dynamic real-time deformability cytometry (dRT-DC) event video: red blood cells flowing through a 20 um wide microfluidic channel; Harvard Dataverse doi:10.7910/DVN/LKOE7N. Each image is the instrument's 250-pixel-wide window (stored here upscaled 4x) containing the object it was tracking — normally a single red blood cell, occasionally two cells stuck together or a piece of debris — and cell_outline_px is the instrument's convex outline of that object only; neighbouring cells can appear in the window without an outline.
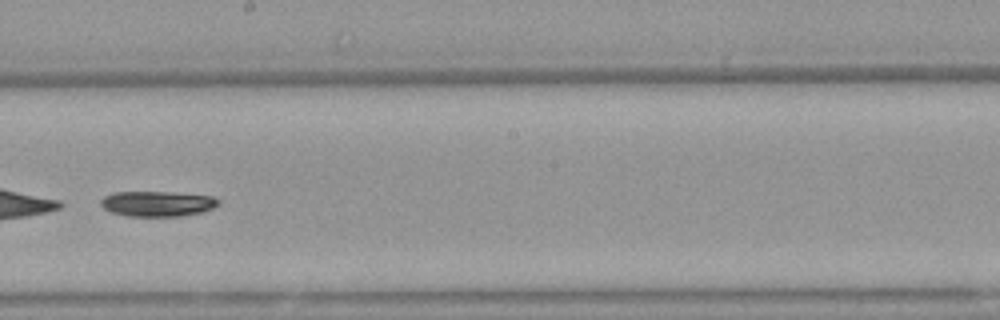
{"species": "Egyptian fruit bat (a non-hibernating species)", "species_latin": "Rousettus aegyptiacus", "temperature_condition": "warm", "stored_images_in_passage": 51, "segment_of_instrument_passage": [2, 2], "camera_frame_rate_fps": 3000, "um_per_image_px": 0.085, "animal": {"sex": "female"}, "frame": {"image": 1, "passage_image": 29, "time_ms": 9.333, "image_size_px": [1000, 320], "cell_outline_px": [[220, 200], [212, 208], [200, 212], [180, 216], [128, 216], [112, 212], [104, 208], [100, 204], [100, 200], [104, 196], [116, 192], [168, 192], [212, 196]], "centroid_in_image_um": [13.34, 17.31], "position_along_channel_um": 234.9, "area_um2": 17.11}}
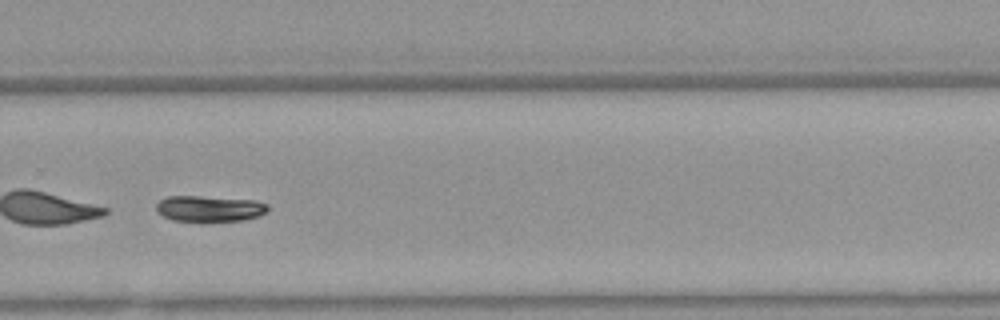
{"frame": {"image": 2, "passage_image": 35, "time_ms": 11.333, "image_size_px": [1000, 320], "cell_outline_px": [[268, 212], [260, 216], [244, 220], [172, 220], [156, 212], [156, 204], [160, 200], [168, 196], [200, 196], [256, 200], [268, 204]], "centroid_in_image_um": [17.84, 17.71], "position_along_channel_um": 312.0, "area_um2": 16.76}}